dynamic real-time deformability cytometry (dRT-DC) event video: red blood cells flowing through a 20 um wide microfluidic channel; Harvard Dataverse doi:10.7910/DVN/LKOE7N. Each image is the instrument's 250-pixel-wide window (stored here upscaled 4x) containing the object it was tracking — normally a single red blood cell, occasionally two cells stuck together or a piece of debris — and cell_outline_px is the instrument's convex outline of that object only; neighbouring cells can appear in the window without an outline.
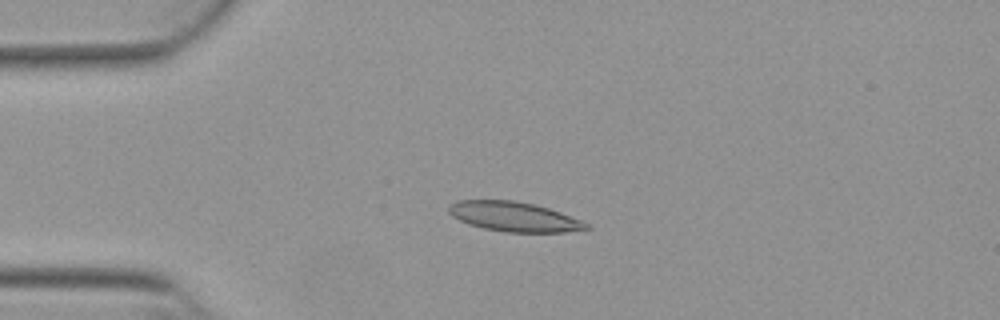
{"species": "Egyptian fruit bat (a non-hibernating species)", "species_latin": "Rousettus aegyptiacus", "temperature_condition": "warm", "stored_images_in_passage": 53, "camera_frame_rate_fps": 3000, "um_per_image_px": 0.085, "animal": {"sex": "female"}, "frame": {"image": 1, "passage_image": 13, "time_ms": 4.0, "image_size_px": [1000, 320], "cell_outline_px": [[592, 228], [564, 232], [504, 232], [484, 228], [468, 224], [452, 216], [448, 212], [448, 204], [456, 200], [516, 200], [536, 204], [560, 212], [580, 220], [588, 224]], "centroid_in_image_um": [43.66, 18.4], "position_along_channel_um": 41.3, "area_um2": 23.87}}
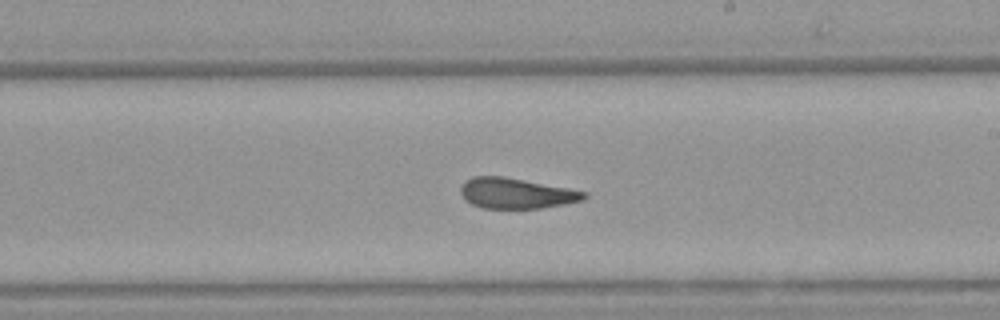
{"frame": {"image": 2, "passage_image": 31, "time_ms": 10.0, "image_size_px": [1000, 320], "cell_outline_px": [[588, 196], [584, 200], [564, 204], [540, 208], [480, 208], [464, 200], [460, 192], [460, 184], [464, 180], [472, 176], [504, 176], [568, 188], [588, 192]], "centroid_in_image_um": [43.84, 16.42], "position_along_channel_um": 245.2, "area_um2": 22.2}}
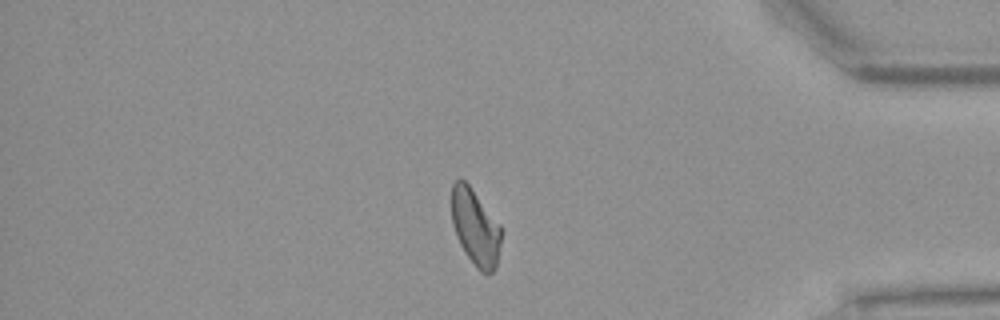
{"frame": {"image": 3, "passage_image": 45, "time_ms": 14.667, "image_size_px": [1000, 320], "cell_outline_px": [[500, 244], [496, 268], [488, 276], [480, 272], [476, 268], [464, 252], [456, 236], [452, 224], [452, 184], [460, 176], [468, 184], [500, 224]], "centroid_in_image_um": [40.39, 19.35], "position_along_channel_um": 394.8, "area_um2": 22.08}, "authors_computed_cell_mechanics": {"area_um2": 23.0044, "velocity_mm_per_s": 3.8482, "shape_relaxation_time_tau1_ms": 10.1988, "shape_relaxation_time_tau2_ms": 1.1241, "deformation_change_tau1": 0.2486, "deformation_change_tau2": 0.0765}}